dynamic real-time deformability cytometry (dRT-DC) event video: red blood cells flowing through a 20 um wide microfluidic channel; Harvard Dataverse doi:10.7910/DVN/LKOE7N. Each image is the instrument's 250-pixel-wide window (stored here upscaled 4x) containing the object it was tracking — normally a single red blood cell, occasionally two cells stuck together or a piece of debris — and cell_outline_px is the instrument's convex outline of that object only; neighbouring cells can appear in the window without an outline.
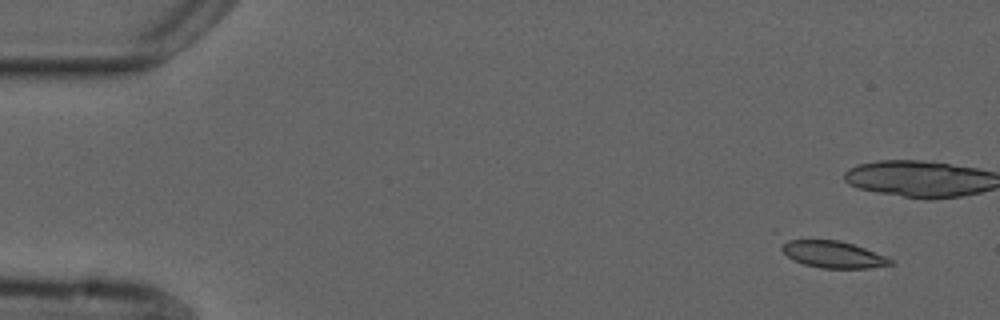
{"species": "common noctule bat (a hibernating species)", "species_latin": "Nyctalus noctula", "temperature_condition": "cold", "stored_images_in_passage": 7, "camera_frame_rate_fps": 3000, "um_per_image_px": 0.085, "animal": {"sex": "male", "forearm_length_mm": 52.5}, "frame": {"image": 1, "passage_image": 1, "time_ms": 0.0, "image_size_px": [1000, 320], "cell_outline_px": [[896, 264], [868, 268], [820, 268], [804, 264], [792, 260], [780, 248], [772, 232], [776, 228], [840, 240], [864, 248], [884, 256], [892, 260]], "centroid_in_image_um": [70.28, 21.39], "position_along_channel_um": 14.7, "area_um2": 20.06}}
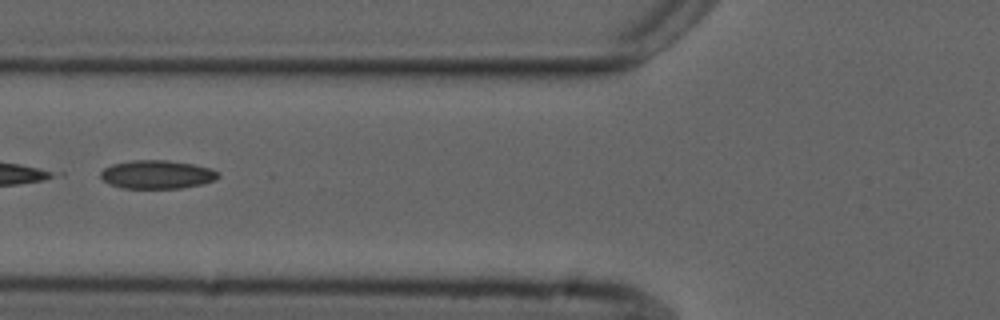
{"frame": {"image": 2, "passage_image": 7, "time_ms": 7.0, "image_size_px": [1000, 320], "cell_outline_px": [[220, 176], [216, 180], [204, 184], [180, 188], [124, 188], [108, 184], [100, 176], [100, 172], [104, 168], [112, 164], [132, 160], [164, 160], [192, 164], [208, 168], [220, 172]], "centroid_in_image_um": [13.35, 14.84], "position_along_channel_um": 112.4, "area_um2": 19.54}}